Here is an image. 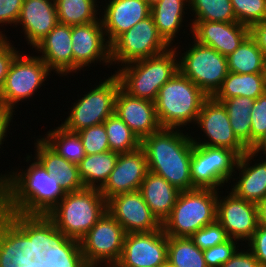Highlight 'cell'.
<instances>
[{"label":"cell","mask_w":266,"mask_h":267,"mask_svg":"<svg viewBox=\"0 0 266 267\" xmlns=\"http://www.w3.org/2000/svg\"><path fill=\"white\" fill-rule=\"evenodd\" d=\"M168 236L163 228L126 233L120 260L114 267H161L167 262Z\"/></svg>","instance_id":"cell-14"},{"label":"cell","mask_w":266,"mask_h":267,"mask_svg":"<svg viewBox=\"0 0 266 267\" xmlns=\"http://www.w3.org/2000/svg\"><path fill=\"white\" fill-rule=\"evenodd\" d=\"M18 172L0 174V209L3 212L46 215L66 194L55 176L37 160L27 170Z\"/></svg>","instance_id":"cell-1"},{"label":"cell","mask_w":266,"mask_h":267,"mask_svg":"<svg viewBox=\"0 0 266 267\" xmlns=\"http://www.w3.org/2000/svg\"><path fill=\"white\" fill-rule=\"evenodd\" d=\"M23 0H0V24H15L19 19Z\"/></svg>","instance_id":"cell-47"},{"label":"cell","mask_w":266,"mask_h":267,"mask_svg":"<svg viewBox=\"0 0 266 267\" xmlns=\"http://www.w3.org/2000/svg\"><path fill=\"white\" fill-rule=\"evenodd\" d=\"M34 254L35 215L0 209V267H27Z\"/></svg>","instance_id":"cell-7"},{"label":"cell","mask_w":266,"mask_h":267,"mask_svg":"<svg viewBox=\"0 0 266 267\" xmlns=\"http://www.w3.org/2000/svg\"><path fill=\"white\" fill-rule=\"evenodd\" d=\"M249 250L259 261L261 267H266V228L258 225L253 236L248 240Z\"/></svg>","instance_id":"cell-46"},{"label":"cell","mask_w":266,"mask_h":267,"mask_svg":"<svg viewBox=\"0 0 266 267\" xmlns=\"http://www.w3.org/2000/svg\"><path fill=\"white\" fill-rule=\"evenodd\" d=\"M24 55L19 52L12 61L0 94V105L11 110L19 101L30 99L51 72L39 56Z\"/></svg>","instance_id":"cell-12"},{"label":"cell","mask_w":266,"mask_h":267,"mask_svg":"<svg viewBox=\"0 0 266 267\" xmlns=\"http://www.w3.org/2000/svg\"><path fill=\"white\" fill-rule=\"evenodd\" d=\"M0 31V94L8 74L9 67L19 51L8 40L6 35Z\"/></svg>","instance_id":"cell-45"},{"label":"cell","mask_w":266,"mask_h":267,"mask_svg":"<svg viewBox=\"0 0 266 267\" xmlns=\"http://www.w3.org/2000/svg\"><path fill=\"white\" fill-rule=\"evenodd\" d=\"M236 241V242H235ZM238 240L229 239L226 242L215 245L203 251L204 259L208 267H221L234 253L239 250L236 244Z\"/></svg>","instance_id":"cell-43"},{"label":"cell","mask_w":266,"mask_h":267,"mask_svg":"<svg viewBox=\"0 0 266 267\" xmlns=\"http://www.w3.org/2000/svg\"><path fill=\"white\" fill-rule=\"evenodd\" d=\"M194 43V44H193ZM178 60L179 72L197 85L208 97H213L228 75L227 57L195 40Z\"/></svg>","instance_id":"cell-8"},{"label":"cell","mask_w":266,"mask_h":267,"mask_svg":"<svg viewBox=\"0 0 266 267\" xmlns=\"http://www.w3.org/2000/svg\"><path fill=\"white\" fill-rule=\"evenodd\" d=\"M238 159L230 149L194 144L190 161L193 187L219 190L237 172Z\"/></svg>","instance_id":"cell-11"},{"label":"cell","mask_w":266,"mask_h":267,"mask_svg":"<svg viewBox=\"0 0 266 267\" xmlns=\"http://www.w3.org/2000/svg\"><path fill=\"white\" fill-rule=\"evenodd\" d=\"M250 36L256 41L263 54L266 55V19L250 27Z\"/></svg>","instance_id":"cell-49"},{"label":"cell","mask_w":266,"mask_h":267,"mask_svg":"<svg viewBox=\"0 0 266 267\" xmlns=\"http://www.w3.org/2000/svg\"><path fill=\"white\" fill-rule=\"evenodd\" d=\"M161 267H173L168 261L163 264Z\"/></svg>","instance_id":"cell-56"},{"label":"cell","mask_w":266,"mask_h":267,"mask_svg":"<svg viewBox=\"0 0 266 267\" xmlns=\"http://www.w3.org/2000/svg\"><path fill=\"white\" fill-rule=\"evenodd\" d=\"M266 91V82L262 73L239 74L229 72L221 88L213 96L222 102L232 97L257 99Z\"/></svg>","instance_id":"cell-30"},{"label":"cell","mask_w":266,"mask_h":267,"mask_svg":"<svg viewBox=\"0 0 266 267\" xmlns=\"http://www.w3.org/2000/svg\"><path fill=\"white\" fill-rule=\"evenodd\" d=\"M139 191L153 215L161 224L170 216L181 192L166 179L151 171H148Z\"/></svg>","instance_id":"cell-28"},{"label":"cell","mask_w":266,"mask_h":267,"mask_svg":"<svg viewBox=\"0 0 266 267\" xmlns=\"http://www.w3.org/2000/svg\"><path fill=\"white\" fill-rule=\"evenodd\" d=\"M40 267H89L80 241L65 236L49 219V246Z\"/></svg>","instance_id":"cell-26"},{"label":"cell","mask_w":266,"mask_h":267,"mask_svg":"<svg viewBox=\"0 0 266 267\" xmlns=\"http://www.w3.org/2000/svg\"><path fill=\"white\" fill-rule=\"evenodd\" d=\"M35 143L36 158L47 172L55 176L65 192H77L83 190L84 184L79 175L77 164L69 162L55 152L42 138Z\"/></svg>","instance_id":"cell-27"},{"label":"cell","mask_w":266,"mask_h":267,"mask_svg":"<svg viewBox=\"0 0 266 267\" xmlns=\"http://www.w3.org/2000/svg\"><path fill=\"white\" fill-rule=\"evenodd\" d=\"M251 148L266 131V91L254 100L251 115Z\"/></svg>","instance_id":"cell-42"},{"label":"cell","mask_w":266,"mask_h":267,"mask_svg":"<svg viewBox=\"0 0 266 267\" xmlns=\"http://www.w3.org/2000/svg\"><path fill=\"white\" fill-rule=\"evenodd\" d=\"M255 156L258 155L248 150L239 157L236 169L241 173L231 191L237 197L257 204L266 196V159L250 166V160H254Z\"/></svg>","instance_id":"cell-25"},{"label":"cell","mask_w":266,"mask_h":267,"mask_svg":"<svg viewBox=\"0 0 266 267\" xmlns=\"http://www.w3.org/2000/svg\"><path fill=\"white\" fill-rule=\"evenodd\" d=\"M264 56L256 41L249 35L227 56L228 71L239 74L263 73Z\"/></svg>","instance_id":"cell-33"},{"label":"cell","mask_w":266,"mask_h":267,"mask_svg":"<svg viewBox=\"0 0 266 267\" xmlns=\"http://www.w3.org/2000/svg\"><path fill=\"white\" fill-rule=\"evenodd\" d=\"M100 17L107 41L111 45L121 34L151 14L146 0H108ZM102 18V19H101Z\"/></svg>","instance_id":"cell-22"},{"label":"cell","mask_w":266,"mask_h":267,"mask_svg":"<svg viewBox=\"0 0 266 267\" xmlns=\"http://www.w3.org/2000/svg\"><path fill=\"white\" fill-rule=\"evenodd\" d=\"M85 155H92L110 151L108 136L103 123L85 128L78 132Z\"/></svg>","instance_id":"cell-40"},{"label":"cell","mask_w":266,"mask_h":267,"mask_svg":"<svg viewBox=\"0 0 266 267\" xmlns=\"http://www.w3.org/2000/svg\"><path fill=\"white\" fill-rule=\"evenodd\" d=\"M218 190H186L179 193L170 216L163 222L170 237H191L196 231L216 221Z\"/></svg>","instance_id":"cell-6"},{"label":"cell","mask_w":266,"mask_h":267,"mask_svg":"<svg viewBox=\"0 0 266 267\" xmlns=\"http://www.w3.org/2000/svg\"><path fill=\"white\" fill-rule=\"evenodd\" d=\"M104 80L74 103L61 126L69 131L79 132L103 123L115 113V99L121 87L120 81L115 74Z\"/></svg>","instance_id":"cell-9"},{"label":"cell","mask_w":266,"mask_h":267,"mask_svg":"<svg viewBox=\"0 0 266 267\" xmlns=\"http://www.w3.org/2000/svg\"><path fill=\"white\" fill-rule=\"evenodd\" d=\"M178 48L174 46L159 55L120 67L115 75L121 88L133 97L155 102L160 88L179 71L175 58Z\"/></svg>","instance_id":"cell-5"},{"label":"cell","mask_w":266,"mask_h":267,"mask_svg":"<svg viewBox=\"0 0 266 267\" xmlns=\"http://www.w3.org/2000/svg\"><path fill=\"white\" fill-rule=\"evenodd\" d=\"M220 198L218 194L216 220L230 239L248 241L258 227L256 203L237 197L232 191Z\"/></svg>","instance_id":"cell-18"},{"label":"cell","mask_w":266,"mask_h":267,"mask_svg":"<svg viewBox=\"0 0 266 267\" xmlns=\"http://www.w3.org/2000/svg\"><path fill=\"white\" fill-rule=\"evenodd\" d=\"M252 152L258 155L259 152H263L262 154L266 155V131L263 136L252 146L250 149Z\"/></svg>","instance_id":"cell-52"},{"label":"cell","mask_w":266,"mask_h":267,"mask_svg":"<svg viewBox=\"0 0 266 267\" xmlns=\"http://www.w3.org/2000/svg\"><path fill=\"white\" fill-rule=\"evenodd\" d=\"M169 48L170 46L158 33L150 15L121 34L111 44V63L117 62L124 66V64L159 55Z\"/></svg>","instance_id":"cell-13"},{"label":"cell","mask_w":266,"mask_h":267,"mask_svg":"<svg viewBox=\"0 0 266 267\" xmlns=\"http://www.w3.org/2000/svg\"><path fill=\"white\" fill-rule=\"evenodd\" d=\"M192 136L180 129L161 128L141 140L149 171L160 175L179 191L193 190L190 161Z\"/></svg>","instance_id":"cell-2"},{"label":"cell","mask_w":266,"mask_h":267,"mask_svg":"<svg viewBox=\"0 0 266 267\" xmlns=\"http://www.w3.org/2000/svg\"><path fill=\"white\" fill-rule=\"evenodd\" d=\"M254 100L249 97H232L222 101L235 136L248 150L251 149L250 115Z\"/></svg>","instance_id":"cell-32"},{"label":"cell","mask_w":266,"mask_h":267,"mask_svg":"<svg viewBox=\"0 0 266 267\" xmlns=\"http://www.w3.org/2000/svg\"><path fill=\"white\" fill-rule=\"evenodd\" d=\"M221 267H261V265L253 253L247 249L240 252L237 250Z\"/></svg>","instance_id":"cell-48"},{"label":"cell","mask_w":266,"mask_h":267,"mask_svg":"<svg viewBox=\"0 0 266 267\" xmlns=\"http://www.w3.org/2000/svg\"><path fill=\"white\" fill-rule=\"evenodd\" d=\"M237 22L249 28L266 19V0H230Z\"/></svg>","instance_id":"cell-39"},{"label":"cell","mask_w":266,"mask_h":267,"mask_svg":"<svg viewBox=\"0 0 266 267\" xmlns=\"http://www.w3.org/2000/svg\"><path fill=\"white\" fill-rule=\"evenodd\" d=\"M35 246L33 259L41 261L49 246V218L46 215H35Z\"/></svg>","instance_id":"cell-44"},{"label":"cell","mask_w":266,"mask_h":267,"mask_svg":"<svg viewBox=\"0 0 266 267\" xmlns=\"http://www.w3.org/2000/svg\"><path fill=\"white\" fill-rule=\"evenodd\" d=\"M208 96L179 71L159 90L156 115L162 128L178 129L197 121Z\"/></svg>","instance_id":"cell-3"},{"label":"cell","mask_w":266,"mask_h":267,"mask_svg":"<svg viewBox=\"0 0 266 267\" xmlns=\"http://www.w3.org/2000/svg\"><path fill=\"white\" fill-rule=\"evenodd\" d=\"M107 211V200L99 189L66 192L46 214L65 236L80 241Z\"/></svg>","instance_id":"cell-4"},{"label":"cell","mask_w":266,"mask_h":267,"mask_svg":"<svg viewBox=\"0 0 266 267\" xmlns=\"http://www.w3.org/2000/svg\"><path fill=\"white\" fill-rule=\"evenodd\" d=\"M97 0H55L58 23L66 25H84L95 22Z\"/></svg>","instance_id":"cell-35"},{"label":"cell","mask_w":266,"mask_h":267,"mask_svg":"<svg viewBox=\"0 0 266 267\" xmlns=\"http://www.w3.org/2000/svg\"><path fill=\"white\" fill-rule=\"evenodd\" d=\"M148 171L146 155L141 147L132 152L120 153L100 193L108 200L120 193L138 191Z\"/></svg>","instance_id":"cell-19"},{"label":"cell","mask_w":266,"mask_h":267,"mask_svg":"<svg viewBox=\"0 0 266 267\" xmlns=\"http://www.w3.org/2000/svg\"><path fill=\"white\" fill-rule=\"evenodd\" d=\"M190 24L193 40L226 57L250 35V28L239 22L192 21Z\"/></svg>","instance_id":"cell-20"},{"label":"cell","mask_w":266,"mask_h":267,"mask_svg":"<svg viewBox=\"0 0 266 267\" xmlns=\"http://www.w3.org/2000/svg\"><path fill=\"white\" fill-rule=\"evenodd\" d=\"M167 261L173 267H208L203 251L190 237L168 236Z\"/></svg>","instance_id":"cell-36"},{"label":"cell","mask_w":266,"mask_h":267,"mask_svg":"<svg viewBox=\"0 0 266 267\" xmlns=\"http://www.w3.org/2000/svg\"><path fill=\"white\" fill-rule=\"evenodd\" d=\"M125 236L123 227L106 211L80 240L88 266L101 267L105 263L102 266L114 267L121 258Z\"/></svg>","instance_id":"cell-10"},{"label":"cell","mask_w":266,"mask_h":267,"mask_svg":"<svg viewBox=\"0 0 266 267\" xmlns=\"http://www.w3.org/2000/svg\"><path fill=\"white\" fill-rule=\"evenodd\" d=\"M118 155L119 153L113 151L85 155L78 164L79 175L84 187L100 190L114 170Z\"/></svg>","instance_id":"cell-31"},{"label":"cell","mask_w":266,"mask_h":267,"mask_svg":"<svg viewBox=\"0 0 266 267\" xmlns=\"http://www.w3.org/2000/svg\"><path fill=\"white\" fill-rule=\"evenodd\" d=\"M71 40L73 72L90 67L89 65L96 61L112 65L111 45L107 41L100 19L84 25H73Z\"/></svg>","instance_id":"cell-17"},{"label":"cell","mask_w":266,"mask_h":267,"mask_svg":"<svg viewBox=\"0 0 266 267\" xmlns=\"http://www.w3.org/2000/svg\"><path fill=\"white\" fill-rule=\"evenodd\" d=\"M27 267H40V261L33 260V262L29 263Z\"/></svg>","instance_id":"cell-53"},{"label":"cell","mask_w":266,"mask_h":267,"mask_svg":"<svg viewBox=\"0 0 266 267\" xmlns=\"http://www.w3.org/2000/svg\"><path fill=\"white\" fill-rule=\"evenodd\" d=\"M72 26L58 23L34 48L39 56L56 74L62 76L73 72Z\"/></svg>","instance_id":"cell-23"},{"label":"cell","mask_w":266,"mask_h":267,"mask_svg":"<svg viewBox=\"0 0 266 267\" xmlns=\"http://www.w3.org/2000/svg\"><path fill=\"white\" fill-rule=\"evenodd\" d=\"M187 2L189 0H159L151 6L150 15L157 31L170 47L182 26Z\"/></svg>","instance_id":"cell-29"},{"label":"cell","mask_w":266,"mask_h":267,"mask_svg":"<svg viewBox=\"0 0 266 267\" xmlns=\"http://www.w3.org/2000/svg\"><path fill=\"white\" fill-rule=\"evenodd\" d=\"M194 244L202 251L229 240V236L222 225L216 220L214 223L204 226L191 237Z\"/></svg>","instance_id":"cell-41"},{"label":"cell","mask_w":266,"mask_h":267,"mask_svg":"<svg viewBox=\"0 0 266 267\" xmlns=\"http://www.w3.org/2000/svg\"><path fill=\"white\" fill-rule=\"evenodd\" d=\"M151 6L159 0H146Z\"/></svg>","instance_id":"cell-55"},{"label":"cell","mask_w":266,"mask_h":267,"mask_svg":"<svg viewBox=\"0 0 266 267\" xmlns=\"http://www.w3.org/2000/svg\"><path fill=\"white\" fill-rule=\"evenodd\" d=\"M13 112L14 110L0 105V145L3 144L2 141H4L3 139L7 135L8 126H10V122L13 119Z\"/></svg>","instance_id":"cell-50"},{"label":"cell","mask_w":266,"mask_h":267,"mask_svg":"<svg viewBox=\"0 0 266 267\" xmlns=\"http://www.w3.org/2000/svg\"><path fill=\"white\" fill-rule=\"evenodd\" d=\"M107 211L126 233L150 232L162 228L139 190L112 196L107 200Z\"/></svg>","instance_id":"cell-16"},{"label":"cell","mask_w":266,"mask_h":267,"mask_svg":"<svg viewBox=\"0 0 266 267\" xmlns=\"http://www.w3.org/2000/svg\"><path fill=\"white\" fill-rule=\"evenodd\" d=\"M55 152L69 162L79 164L85 157V150L78 132H72L63 126L48 131L42 138Z\"/></svg>","instance_id":"cell-34"},{"label":"cell","mask_w":266,"mask_h":267,"mask_svg":"<svg viewBox=\"0 0 266 267\" xmlns=\"http://www.w3.org/2000/svg\"><path fill=\"white\" fill-rule=\"evenodd\" d=\"M258 225L266 228V196L257 204Z\"/></svg>","instance_id":"cell-51"},{"label":"cell","mask_w":266,"mask_h":267,"mask_svg":"<svg viewBox=\"0 0 266 267\" xmlns=\"http://www.w3.org/2000/svg\"><path fill=\"white\" fill-rule=\"evenodd\" d=\"M192 21L237 22L230 0H189Z\"/></svg>","instance_id":"cell-38"},{"label":"cell","mask_w":266,"mask_h":267,"mask_svg":"<svg viewBox=\"0 0 266 267\" xmlns=\"http://www.w3.org/2000/svg\"><path fill=\"white\" fill-rule=\"evenodd\" d=\"M55 0H23L17 25H22L27 43L35 47L56 25Z\"/></svg>","instance_id":"cell-24"},{"label":"cell","mask_w":266,"mask_h":267,"mask_svg":"<svg viewBox=\"0 0 266 267\" xmlns=\"http://www.w3.org/2000/svg\"><path fill=\"white\" fill-rule=\"evenodd\" d=\"M115 114L140 140L162 128L156 115L155 102L133 97L121 87L115 99Z\"/></svg>","instance_id":"cell-21"},{"label":"cell","mask_w":266,"mask_h":267,"mask_svg":"<svg viewBox=\"0 0 266 267\" xmlns=\"http://www.w3.org/2000/svg\"><path fill=\"white\" fill-rule=\"evenodd\" d=\"M196 123L206 134L208 141L201 142L198 139V142L192 137L193 144L227 148L239 157L248 151L235 136L225 106L214 97H208L204 101Z\"/></svg>","instance_id":"cell-15"},{"label":"cell","mask_w":266,"mask_h":267,"mask_svg":"<svg viewBox=\"0 0 266 267\" xmlns=\"http://www.w3.org/2000/svg\"><path fill=\"white\" fill-rule=\"evenodd\" d=\"M108 136L110 151L128 153L141 147V140L132 130L114 113L104 122Z\"/></svg>","instance_id":"cell-37"},{"label":"cell","mask_w":266,"mask_h":267,"mask_svg":"<svg viewBox=\"0 0 266 267\" xmlns=\"http://www.w3.org/2000/svg\"><path fill=\"white\" fill-rule=\"evenodd\" d=\"M263 76L265 78V82H266V55L264 56V65H263Z\"/></svg>","instance_id":"cell-54"}]
</instances>
